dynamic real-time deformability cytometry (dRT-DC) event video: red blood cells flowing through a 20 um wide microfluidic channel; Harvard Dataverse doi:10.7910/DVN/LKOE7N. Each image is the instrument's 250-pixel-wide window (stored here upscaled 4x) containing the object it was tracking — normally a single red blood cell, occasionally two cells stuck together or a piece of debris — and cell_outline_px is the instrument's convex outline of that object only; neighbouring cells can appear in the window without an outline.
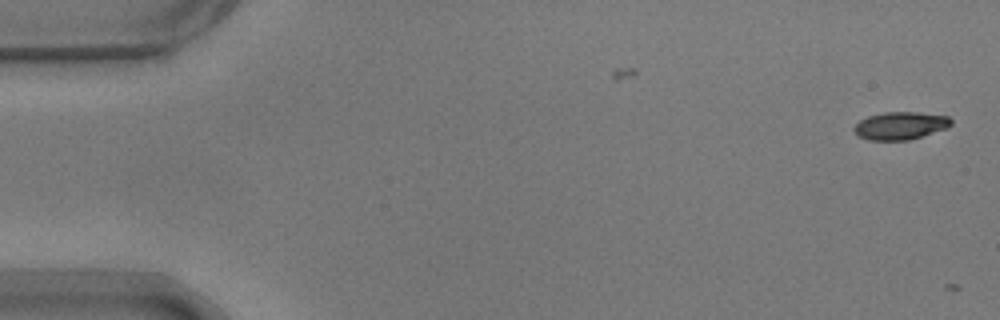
{"species": "common noctule bat (a hibernating species)", "species_latin": "Nyctalus noctula", "temperature_condition": "warm", "stored_images_in_passage": 3, "camera_frame_rate_fps": 3000, "um_per_image_px": 0.085, "animal": {"sex": "male", "body_mass_g": 17.9}, "frame": {"image": 1, "passage_image": 1, "time_ms": 0.0, "image_size_px": [1000, 320], "cell_outline_px": [[952, 124], [948, 128], [908, 140], [868, 140], [860, 136], [852, 128], [860, 120], [868, 116], [884, 112], [916, 112], [948, 116], [952, 120]], "centroid_in_image_um": [76.55, 10.68], "position_along_channel_um": 8.5, "area_um2": 15.61}}